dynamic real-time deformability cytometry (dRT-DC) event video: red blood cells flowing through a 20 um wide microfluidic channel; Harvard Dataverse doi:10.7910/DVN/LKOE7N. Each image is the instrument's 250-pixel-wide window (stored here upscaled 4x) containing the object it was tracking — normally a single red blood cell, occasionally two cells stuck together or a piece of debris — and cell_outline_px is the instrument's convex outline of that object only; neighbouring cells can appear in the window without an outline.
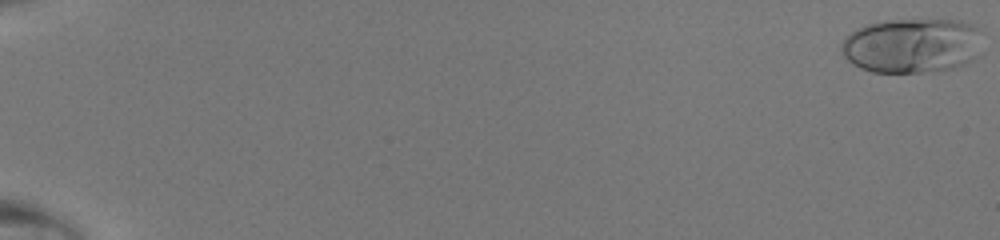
{"species": "human", "species_latin": "Homo sapiens", "temperature_condition": "room temperature", "stored_images_in_passage": 49, "camera_frame_rate_fps": 3000, "um_per_image_px": 0.085, "donor": {"sex": "male"}, "frame": {"image": 1, "passage_image": 1, "time_ms": 0.0, "image_size_px": [1000, 240], "cell_outline_px": [[980, 28], [972, 60], [964, 64], [952, 68], [920, 72], [872, 72], [860, 68], [852, 64], [840, 52], [840, 44], [856, 28], [868, 24], [884, 20], [960, 20], [972, 24]], "centroid_in_image_um": [77.43, 3.86], "position_along_channel_um": 7.6, "area_um2": 44.56}}
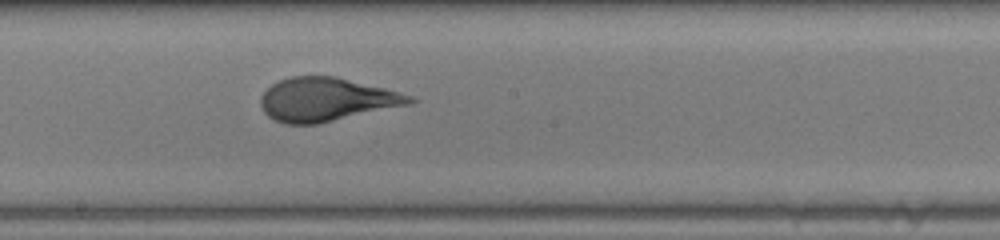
{"frame": {"image": 2, "passage_image": 30, "time_ms": 9.667, "image_size_px": [1000, 240], "cell_outline_px": [[416, 100], [412, 104], [316, 124], [284, 124], [268, 116], [264, 112], [260, 104], [260, 96], [272, 84], [280, 80], [292, 76], [336, 76], [400, 92], [412, 96]], "centroid_in_image_um": [27.74, 8.46], "position_along_channel_um": 220.5, "area_um2": 37.69}}
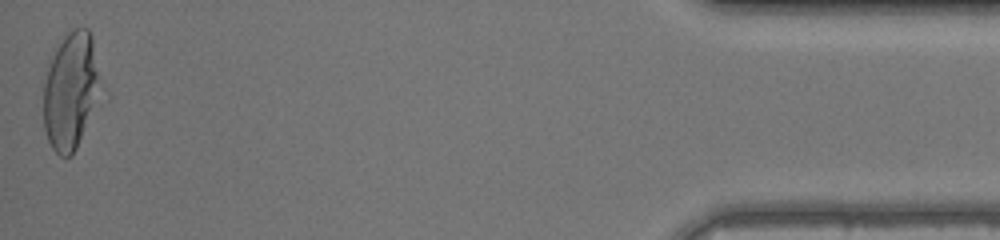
{"frame": {"image": 3, "passage_image": 49, "time_ms": 16.0, "image_size_px": [1000, 240], "cell_outline_px": [[100, 80], [76, 148], [72, 156], [60, 156], [52, 148], [48, 140], [44, 128], [44, 84], [48, 68], [52, 56], [64, 32], [76, 28], [88, 28], [92, 36]], "centroid_in_image_um": [5.94, 7.64], "position_along_channel_um": 429.3, "area_um2": 37.4}}